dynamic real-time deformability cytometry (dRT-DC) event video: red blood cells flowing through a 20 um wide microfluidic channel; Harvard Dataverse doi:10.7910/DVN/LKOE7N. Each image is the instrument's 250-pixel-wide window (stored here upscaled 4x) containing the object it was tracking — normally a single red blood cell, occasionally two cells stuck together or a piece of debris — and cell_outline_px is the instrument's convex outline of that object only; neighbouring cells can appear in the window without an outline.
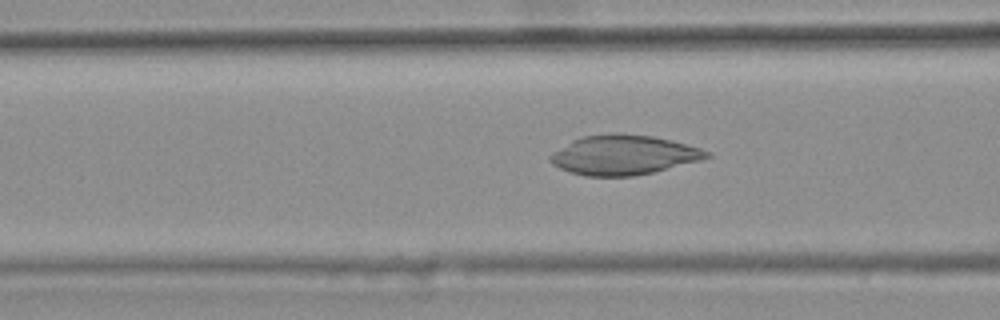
{"species": "common noctule bat (a hibernating species)", "species_latin": "Nyctalus noctula", "temperature_condition": "warm", "stored_images_in_passage": 34, "camera_frame_rate_fps": 3000, "um_per_image_px": 0.085, "animal": {"sex": "female", "body_mass_g": 25.1}, "frame": {"image": 1, "passage_image": 8, "time_ms": 2.333, "image_size_px": [1000, 320], "cell_outline_px": [[712, 156], [700, 160], [652, 172], [632, 176], [584, 176], [560, 168], [552, 164], [548, 160], [548, 156], [552, 152], [572, 140], [580, 136], [608, 132], [620, 132], [652, 136], [700, 148], [712, 152]], "centroid_in_image_um": [52.95, 13.15], "position_along_channel_um": 113.6, "area_um2": 36.24}}
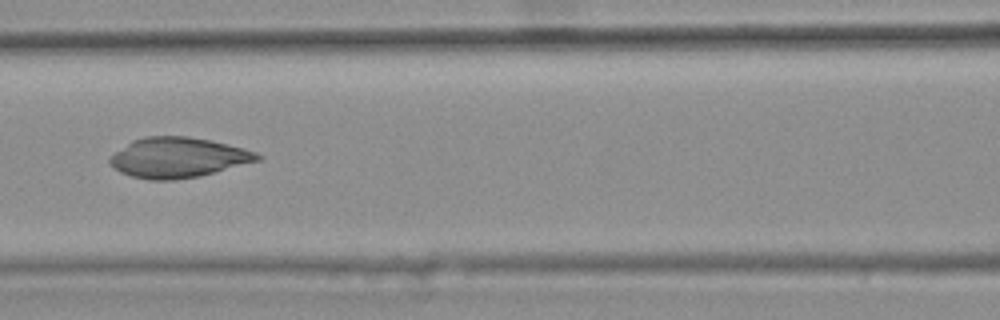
{"frame": {"image": 2, "passage_image": 11, "time_ms": 3.333, "image_size_px": [1000, 320], "cell_outline_px": [[264, 156], [260, 160], [200, 176], [176, 180], [148, 180], [132, 176], [120, 172], [108, 160], [116, 152], [132, 140], [144, 136], [188, 136], [228, 144], [256, 152]], "centroid_in_image_um": [15.15, 13.39], "position_along_channel_um": 151.4, "area_um2": 34.33}}
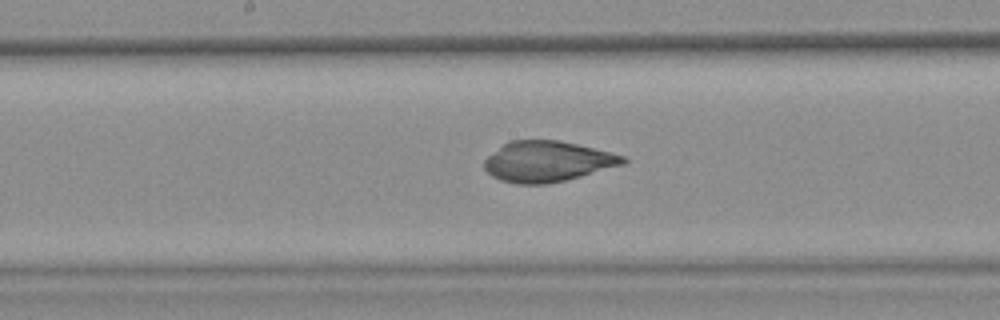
{"frame": {"image": 3, "passage_image": 15, "time_ms": 4.667, "image_size_px": [1000, 320], "cell_outline_px": [[628, 160], [624, 164], [580, 176], [564, 180], [544, 184], [520, 184], [500, 180], [492, 176], [484, 168], [484, 160], [488, 156], [508, 140], [560, 140], [624, 156]], "centroid_in_image_um": [46.49, 13.72], "position_along_channel_um": 201.7, "area_um2": 32.48}}